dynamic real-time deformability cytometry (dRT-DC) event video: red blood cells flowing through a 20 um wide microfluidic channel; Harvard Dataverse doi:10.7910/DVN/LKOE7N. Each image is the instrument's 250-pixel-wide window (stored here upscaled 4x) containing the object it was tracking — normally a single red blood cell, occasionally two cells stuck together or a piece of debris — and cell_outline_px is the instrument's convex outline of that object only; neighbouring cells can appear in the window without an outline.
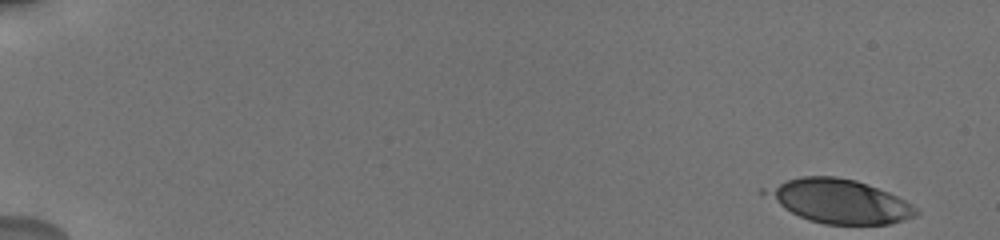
{"species": "human", "species_latin": "Homo sapiens", "temperature_condition": "cold", "stored_images_in_passage": 18, "camera_frame_rate_fps": 3000, "um_per_image_px": 0.085, "donor": {"sex": "male"}, "frame": {"image": 1, "passage_image": 1, "time_ms": 0.0, "image_size_px": [1000, 240], "cell_outline_px": [[920, 212], [916, 216], [888, 224], [824, 224], [808, 220], [784, 208], [760, 192], [760, 188], [800, 176], [836, 176], [856, 180], [868, 184], [888, 192], [912, 204]], "centroid_in_image_um": [71.31, 17.08], "position_along_channel_um": 13.7, "area_um2": 38.32}}
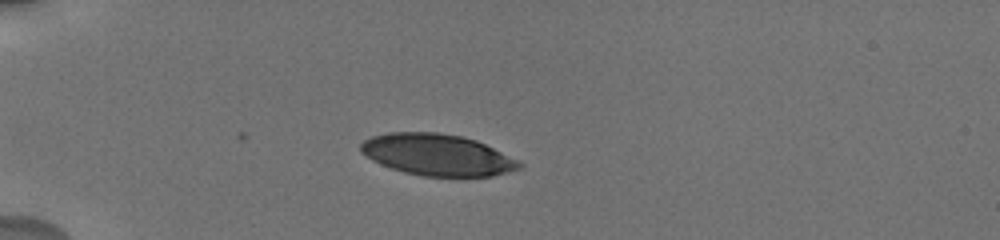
{"frame": {"image": 2, "passage_image": 13, "time_ms": 4.667, "image_size_px": [1000, 240], "cell_outline_px": [[524, 164], [520, 168], [492, 176], [424, 176], [404, 172], [380, 164], [372, 160], [360, 152], [360, 144], [364, 140], [372, 136], [392, 132], [436, 132], [460, 136], [476, 140]], "centroid_in_image_um": [37.12, 13.15], "position_along_channel_um": 47.9, "area_um2": 37.92}}
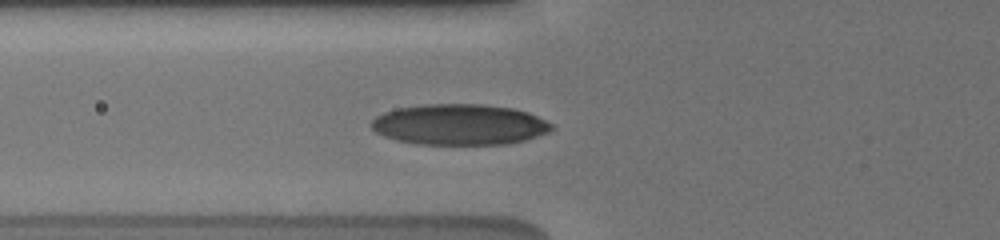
{"frame": {"image": 3, "passage_image": 18, "time_ms": 6.667, "image_size_px": [1000, 240], "cell_outline_px": [[556, 128], [548, 132], [524, 140], [508, 144], [416, 144], [396, 140], [384, 136], [376, 132], [372, 128], [372, 120], [376, 116], [384, 112], [400, 108], [428, 104], [484, 104], [512, 108], [528, 112], [552, 124]], "centroid_in_image_um": [39.07, 10.59], "position_along_channel_um": 86.7, "area_um2": 42.71}}